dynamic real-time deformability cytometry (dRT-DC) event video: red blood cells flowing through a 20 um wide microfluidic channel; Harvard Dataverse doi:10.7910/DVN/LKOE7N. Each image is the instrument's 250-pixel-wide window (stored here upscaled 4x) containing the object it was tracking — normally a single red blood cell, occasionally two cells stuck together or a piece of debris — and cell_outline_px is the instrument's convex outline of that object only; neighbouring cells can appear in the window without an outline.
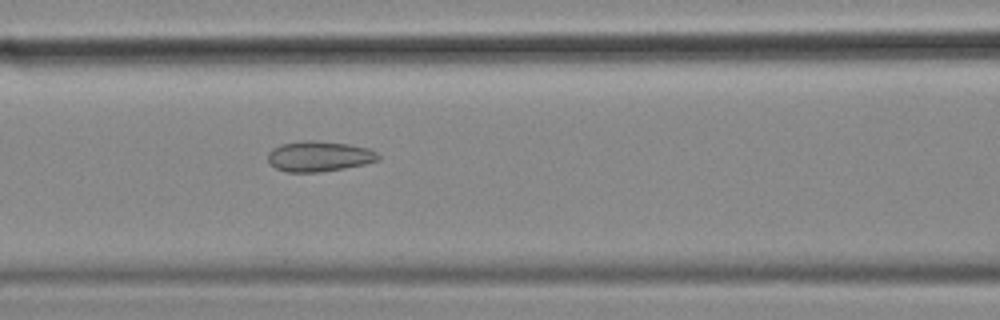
{"species": "common noctule bat (a hibernating species)", "species_latin": "Nyctalus noctula", "temperature_condition": "cold", "stored_images_in_passage": 19, "camera_frame_rate_fps": 3000, "um_per_image_px": 0.085, "animal": {"sex": "female", "body_mass_g": 18.4}, "frame": {"image": 1, "passage_image": 16, "time_ms": 5.0, "image_size_px": [1000, 320], "cell_outline_px": [[380, 160], [364, 164], [344, 168], [320, 172], [288, 172], [276, 168], [268, 160], [268, 152], [272, 148], [280, 144], [304, 140], [316, 140], [348, 144], [368, 148], [376, 152], [380, 156]], "centroid_in_image_um": [27.12, 13.28], "position_along_channel_um": 139.5, "area_um2": 19.59}}